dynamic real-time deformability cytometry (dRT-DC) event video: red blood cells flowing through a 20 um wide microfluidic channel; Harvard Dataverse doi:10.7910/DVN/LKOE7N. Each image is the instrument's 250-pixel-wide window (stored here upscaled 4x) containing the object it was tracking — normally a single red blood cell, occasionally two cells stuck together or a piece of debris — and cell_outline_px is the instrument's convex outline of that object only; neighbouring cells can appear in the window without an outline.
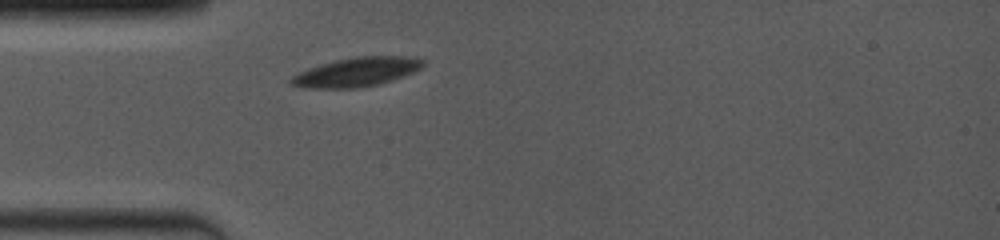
{"species": "common noctule bat (a hibernating species)", "species_latin": "Nyctalus noctula", "temperature_condition": "room temperature", "stored_images_in_passage": 30, "camera_frame_rate_fps": 4000, "um_per_image_px": 0.085, "animal": {"sex": "female", "body_mass_g": 19.0, "forearm_length_mm": 53.3}, "frame": {"image": 1, "passage_image": 1, "time_ms": 0.0, "image_size_px": [1000, 240], "cell_outline_px": [[424, 64], [420, 68], [412, 72], [392, 80], [380, 84], [356, 88], [300, 88], [288, 84], [288, 80], [292, 76], [308, 68], [320, 64], [336, 60], [356, 56], [416, 56], [424, 60]], "centroid_in_image_um": [30.27, 6.12], "position_along_channel_um": 54.7, "area_um2": 22.54}}
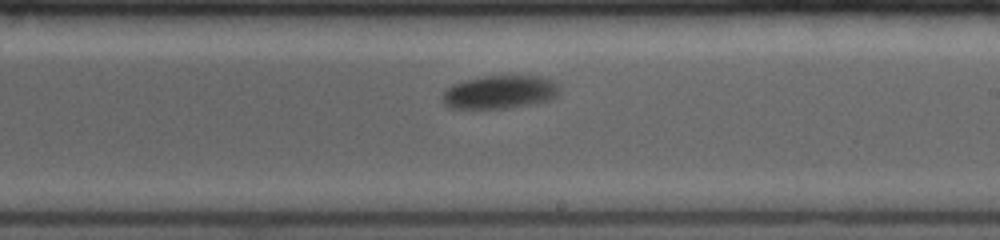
{"frame": {"image": 2, "passage_image": 13, "time_ms": 5.25, "image_size_px": [1000, 240], "cell_outline_px": [[560, 88], [556, 96], [552, 100], [532, 104], [508, 108], [448, 108], [444, 104], [444, 92], [452, 84], [484, 76], [540, 76], [552, 80]], "centroid_in_image_um": [42.52, 7.83], "position_along_channel_um": 246.5, "area_um2": 22.54}}
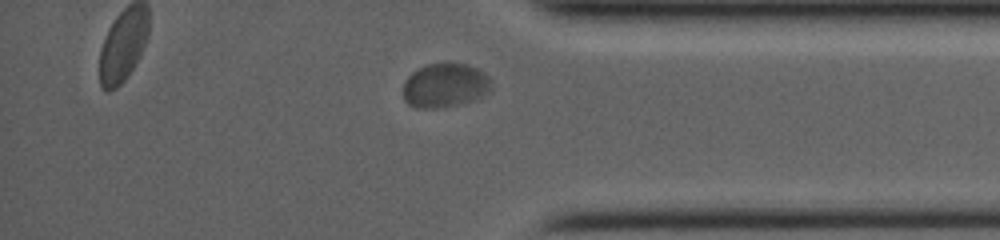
{"frame": {"image": 3, "passage_image": 26, "time_ms": 9.25, "image_size_px": [1000, 240], "cell_outline_px": [[492, 88], [488, 92], [476, 100], [464, 104], [440, 108], [416, 108], [408, 104], [404, 100], [404, 80], [416, 68], [428, 64], [448, 60], [468, 64], [480, 68], [492, 80]], "centroid_in_image_um": [37.86, 7.23], "position_along_channel_um": 397.3, "area_um2": 23.76}, "authors_computed_cell_mechanics": {"area_um2": 23.1489, "velocity_mm_per_s": 3.7848, "shape_relaxation_time_tau1_ms": 1.3344, "shape_relaxation_time_tau2_ms": null, "deformation_change_tau1": 0.0722, "deformation_change_tau2": null}}